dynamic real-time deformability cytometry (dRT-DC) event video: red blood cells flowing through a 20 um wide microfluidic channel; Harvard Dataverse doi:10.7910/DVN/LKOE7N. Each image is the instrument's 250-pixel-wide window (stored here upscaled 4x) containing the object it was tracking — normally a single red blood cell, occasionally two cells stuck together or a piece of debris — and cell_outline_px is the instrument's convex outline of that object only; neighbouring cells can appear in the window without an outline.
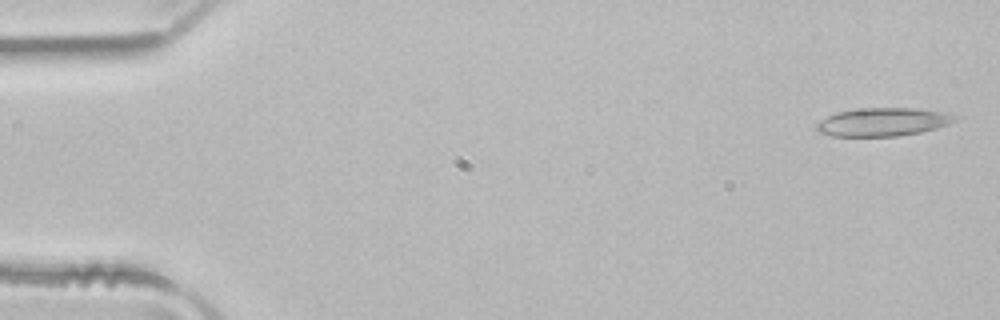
{"species": "common noctule bat (a hibernating species)", "species_latin": "Nyctalus noctula", "temperature_condition": "room temperature", "stored_images_in_passage": 3, "camera_frame_rate_fps": 3000, "um_per_image_px": 0.085, "animal": {"sex": "male", "body_mass_g": 21.5, "forearm_length_mm": 52.0}, "frame": {"image": 1, "passage_image": 3, "time_ms": 0.667, "image_size_px": [1000, 320], "cell_outline_px": [[964, 116], [960, 120], [936, 128], [920, 132], [896, 136], [832, 136], [816, 132], [816, 124], [820, 120], [836, 112], [864, 108], [920, 108]], "centroid_in_image_um": [75.1, 10.36], "position_along_channel_um": 9.9, "area_um2": 23.06}}